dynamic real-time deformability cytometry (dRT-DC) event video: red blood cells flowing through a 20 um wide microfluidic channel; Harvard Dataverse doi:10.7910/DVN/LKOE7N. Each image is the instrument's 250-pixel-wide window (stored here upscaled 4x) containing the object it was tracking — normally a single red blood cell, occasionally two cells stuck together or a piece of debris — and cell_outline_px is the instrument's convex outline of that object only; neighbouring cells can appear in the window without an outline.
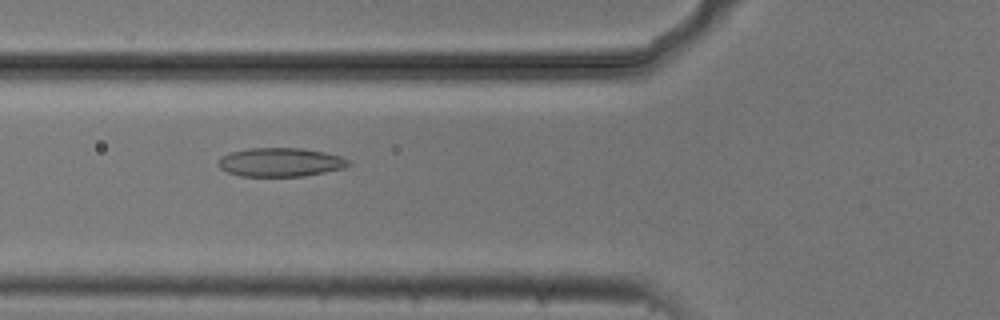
{"species": "common noctule bat (a hibernating species)", "species_latin": "Nyctalus noctula", "temperature_condition": "cold", "stored_images_in_passage": 8, "camera_frame_rate_fps": 3000, "um_per_image_px": 0.085, "animal": {"sex": "male", "body_mass_g": 20.5, "forearm_length_mm": 52.5}, "frame": {"image": 1, "passage_image": 6, "time_ms": 1.667, "image_size_px": [1000, 320], "cell_outline_px": [[352, 164], [344, 168], [304, 176], [240, 176], [228, 172], [220, 168], [216, 164], [220, 156], [232, 152], [248, 148], [300, 148], [324, 152], [340, 156], [352, 160]], "centroid_in_image_um": [23.84, 13.79], "position_along_channel_um": 102.0, "area_um2": 21.96}}
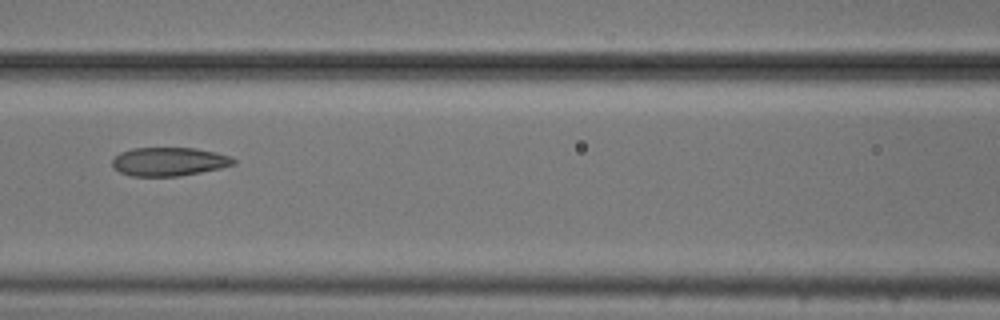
{"frame": {"image": 2, "passage_image": 7, "time_ms": 2.0, "image_size_px": [1000, 320], "cell_outline_px": [[236, 164], [220, 168], [180, 176], [132, 176], [120, 172], [112, 164], [112, 160], [120, 152], [132, 148], [196, 148], [216, 152], [232, 156], [236, 160]], "centroid_in_image_um": [14.4, 13.73], "position_along_channel_um": 152.2, "area_um2": 20.23}}
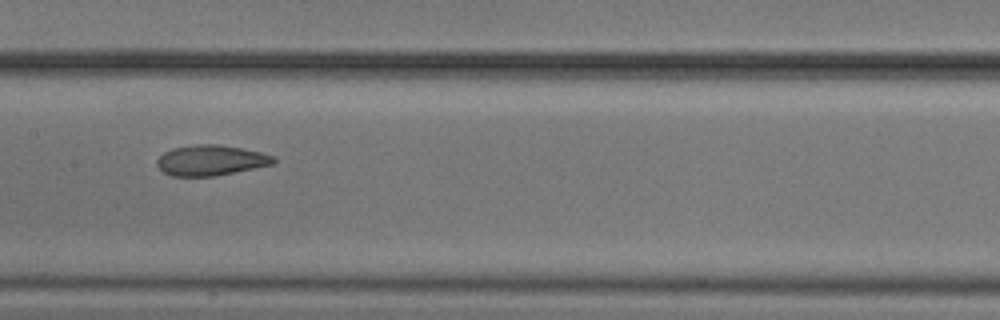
{"frame": {"image": 3, "passage_image": 8, "time_ms": 2.333, "image_size_px": [1000, 320], "cell_outline_px": [[276, 160], [272, 164], [216, 176], [172, 176], [164, 172], [156, 164], [156, 160], [164, 152], [172, 148], [196, 144], [216, 144], [240, 148], [260, 152], [272, 156]], "centroid_in_image_um": [17.87, 13.62], "position_along_channel_um": 189.5, "area_um2": 20.46}}